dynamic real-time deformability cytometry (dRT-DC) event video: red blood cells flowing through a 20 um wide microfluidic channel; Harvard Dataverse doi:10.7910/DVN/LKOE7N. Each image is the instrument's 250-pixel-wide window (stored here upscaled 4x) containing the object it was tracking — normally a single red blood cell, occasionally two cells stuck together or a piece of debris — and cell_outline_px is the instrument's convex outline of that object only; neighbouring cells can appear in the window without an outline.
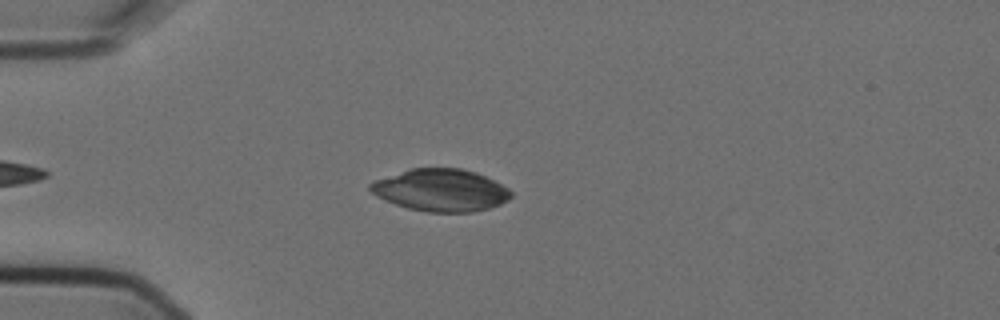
{"species": "Egyptian fruit bat (a non-hibernating species)", "species_latin": "Rousettus aegyptiacus", "temperature_condition": "cold", "stored_images_in_passage": 4, "camera_frame_rate_fps": 3000, "um_per_image_px": 0.085, "animal": {"sex": "female"}, "frame": {"image": 1, "passage_image": 2, "time_ms": 0.333, "image_size_px": [1000, 320], "cell_outline_px": [[512, 196], [508, 200], [500, 204], [488, 208], [472, 212], [428, 212], [408, 208], [384, 200], [376, 196], [368, 188], [368, 184], [376, 180], [408, 168], [460, 168], [476, 172], [508, 188], [512, 192]], "centroid_in_image_um": [37.45, 16.16], "position_along_channel_um": 47.6, "area_um2": 34.56}}
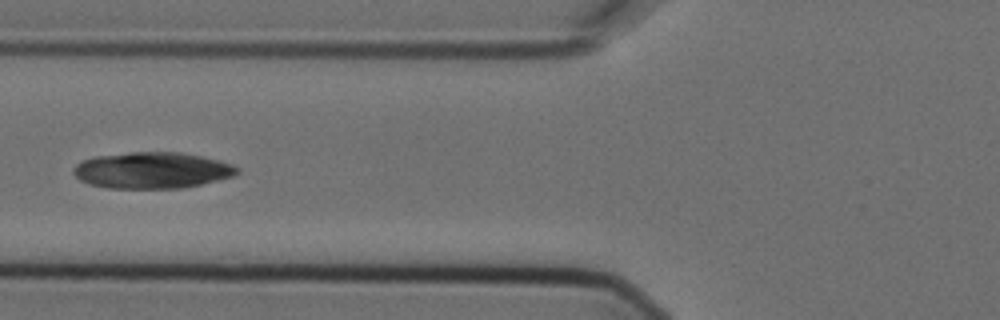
{"frame": {"image": 2, "passage_image": 4, "time_ms": 1.0, "image_size_px": [1000, 320], "cell_outline_px": [[240, 172], [236, 176], [184, 188], [108, 188], [88, 184], [80, 180], [72, 172], [72, 168], [80, 160], [96, 156], [132, 152], [180, 152], [200, 156], [232, 164], [240, 168]], "centroid_in_image_um": [12.92, 14.48], "position_along_channel_um": 112.9, "area_um2": 34.85}}